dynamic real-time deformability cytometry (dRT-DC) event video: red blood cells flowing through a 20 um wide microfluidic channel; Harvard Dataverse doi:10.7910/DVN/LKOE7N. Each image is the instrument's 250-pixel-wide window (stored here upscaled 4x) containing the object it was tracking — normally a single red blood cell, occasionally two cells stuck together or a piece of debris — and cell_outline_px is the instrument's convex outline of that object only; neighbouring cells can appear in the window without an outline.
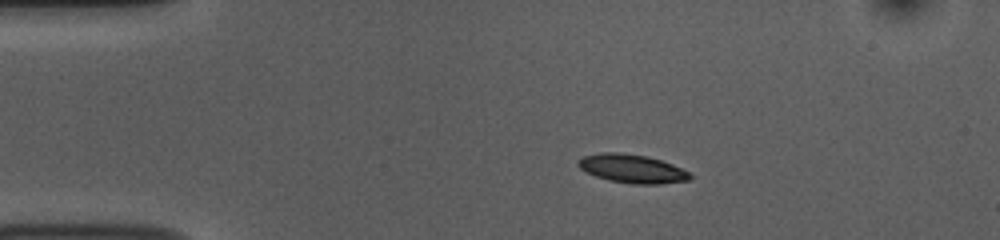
{"species": "common noctule bat (a hibernating species)", "species_latin": "Nyctalus noctula", "temperature_condition": "room temperature", "stored_images_in_passage": 44, "camera_frame_rate_fps": 3000, "um_per_image_px": 0.085, "animal": {"sex": "female", "body_mass_g": 10.0, "forearm_length_mm": 53.1}, "frame": {"image": 1, "passage_image": 1, "time_ms": 0.0, "image_size_px": [1000, 240], "cell_outline_px": [[692, 176], [688, 180], [660, 184], [632, 184], [608, 180], [584, 172], [576, 164], [576, 160], [580, 156], [600, 152], [620, 152], [648, 156], [672, 164], [688, 172]], "centroid_in_image_um": [53.64, 14.32], "position_along_channel_um": 31.4, "area_um2": 18.84}}
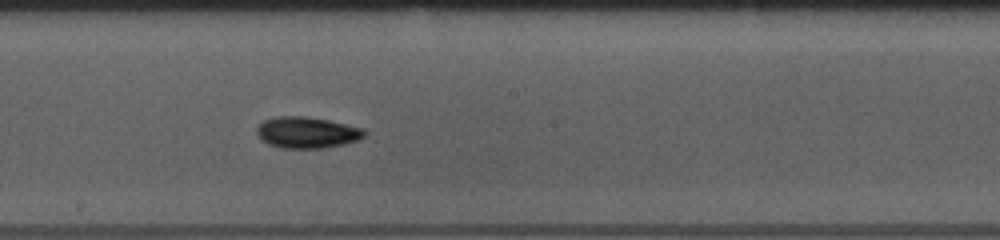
{"frame": {"image": 2, "passage_image": 20, "time_ms": 6.333, "image_size_px": [1000, 240], "cell_outline_px": [[368, 132], [364, 136], [356, 140], [344, 144], [324, 148], [284, 148], [268, 144], [260, 140], [256, 132], [256, 128], [264, 120], [276, 116], [304, 116], [328, 120], [364, 128]], "centroid_in_image_um": [26.08, 11.26], "position_along_channel_um": 222.1, "area_um2": 19.71}}
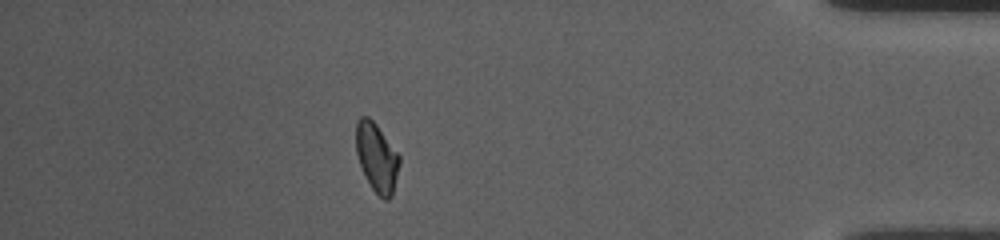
{"frame": {"image": 3, "passage_image": 38, "time_ms": 12.333, "image_size_px": [1000, 240], "cell_outline_px": [[400, 164], [392, 196], [388, 200], [384, 200], [372, 188], [360, 164], [356, 152], [356, 120], [360, 116], [368, 116], [376, 124], [400, 156]], "centroid_in_image_um": [32.03, 13.36], "position_along_channel_um": 403.2, "area_um2": 17.22}, "authors_computed_cell_mechanics": {"area_um2": 18.1203, "velocity_mm_per_s": 3.7414, "shape_relaxation_time_tau1_ms": 4.0818, "shape_relaxation_time_tau2_ms": 5.4516, "deformation_change_tau1": 0.1224, "deformation_change_tau2": 0.1005}}